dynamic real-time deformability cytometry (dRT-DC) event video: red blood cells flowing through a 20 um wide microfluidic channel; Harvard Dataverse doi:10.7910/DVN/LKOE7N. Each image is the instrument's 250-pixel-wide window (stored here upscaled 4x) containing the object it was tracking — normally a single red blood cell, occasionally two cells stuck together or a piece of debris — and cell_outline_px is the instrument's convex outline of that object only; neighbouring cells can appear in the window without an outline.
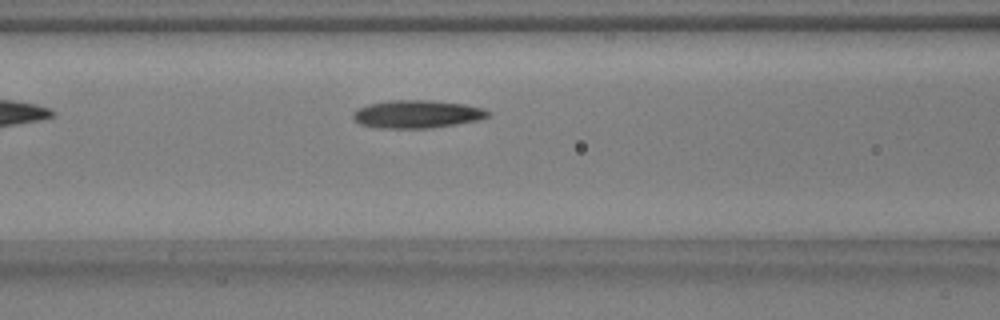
{"species": "common noctule bat (a hibernating species)", "species_latin": "Nyctalus noctula", "temperature_condition": "warm", "stored_images_in_passage": 34, "camera_frame_rate_fps": 3000, "um_per_image_px": 0.085, "animal": {"sex": "male", "body_mass_g": 17.9, "forearm_length_mm": 54.2}, "frame": {"image": 1, "passage_image": 6, "time_ms": 1.667, "image_size_px": [1000, 320], "cell_outline_px": [[488, 116], [480, 120], [432, 128], [380, 128], [360, 124], [352, 116], [360, 108], [372, 104], [392, 100], [432, 100], [464, 104], [484, 108], [488, 112]], "centroid_in_image_um": [35.5, 9.7], "position_along_channel_um": 131.1, "area_um2": 21.68}}
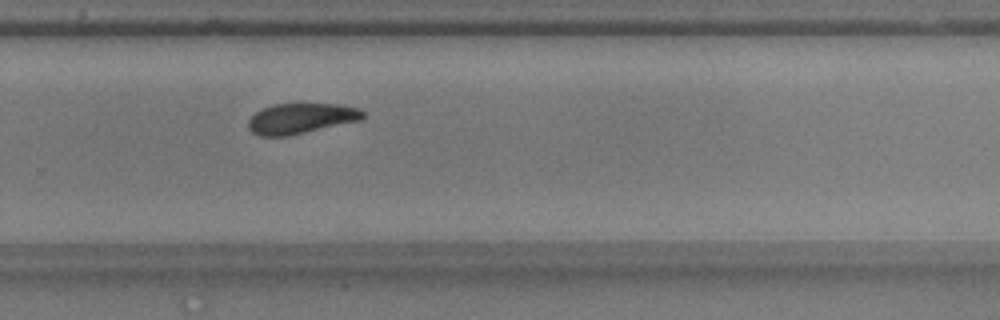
{"frame": {"image": 2, "passage_image": 20, "time_ms": 6.333, "image_size_px": [1000, 320], "cell_outline_px": [[364, 116], [360, 120], [288, 136], [260, 136], [252, 132], [248, 128], [248, 120], [256, 112], [264, 108], [276, 104], [340, 104], [360, 108], [364, 112]], "centroid_in_image_um": [25.58, 10.07], "position_along_channel_um": 304.2, "area_um2": 20.17}, "authors_computed_cell_mechanics": {"area_um2": 21.2126, "velocity_mm_per_s": 3.7171, "shape_relaxation_time_tau1_ms": 3.1227, "shape_relaxation_time_tau2_ms": 5.1567, "deformation_change_tau1": 0.1277, "deformation_change_tau2": 0.1074}}